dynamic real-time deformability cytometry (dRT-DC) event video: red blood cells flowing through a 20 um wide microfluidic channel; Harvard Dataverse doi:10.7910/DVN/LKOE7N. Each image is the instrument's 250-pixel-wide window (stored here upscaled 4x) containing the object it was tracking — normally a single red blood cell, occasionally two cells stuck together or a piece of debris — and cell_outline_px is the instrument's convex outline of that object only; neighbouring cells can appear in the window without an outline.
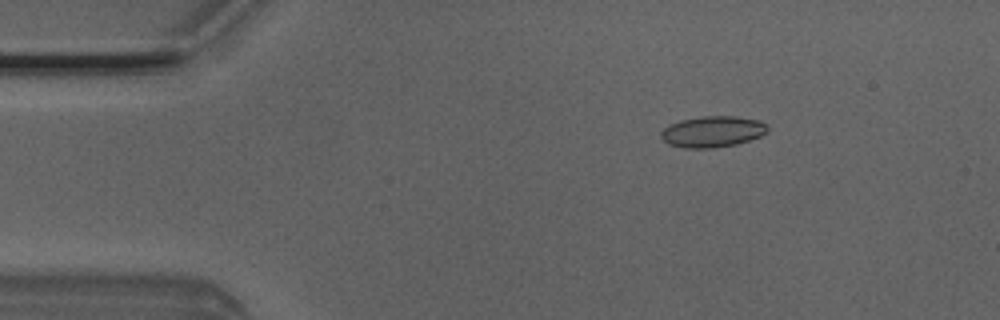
{"species": "Egyptian fruit bat (a non-hibernating species)", "species_latin": "Rousettus aegyptiacus", "temperature_condition": "room temperature", "stored_images_in_passage": 6, "camera_frame_rate_fps": 3000, "um_per_image_px": 0.085, "animal": {"sex": "male"}, "frame": {"image": 1, "passage_image": 3, "time_ms": 0.667, "image_size_px": [1000, 320], "cell_outline_px": [[768, 128], [760, 136], [736, 144], [712, 148], [684, 148], [668, 144], [660, 136], [660, 132], [668, 124], [680, 120], [704, 116], [736, 116], [760, 120]], "centroid_in_image_um": [60.51, 11.18], "position_along_channel_um": 24.5, "area_um2": 19.25}}